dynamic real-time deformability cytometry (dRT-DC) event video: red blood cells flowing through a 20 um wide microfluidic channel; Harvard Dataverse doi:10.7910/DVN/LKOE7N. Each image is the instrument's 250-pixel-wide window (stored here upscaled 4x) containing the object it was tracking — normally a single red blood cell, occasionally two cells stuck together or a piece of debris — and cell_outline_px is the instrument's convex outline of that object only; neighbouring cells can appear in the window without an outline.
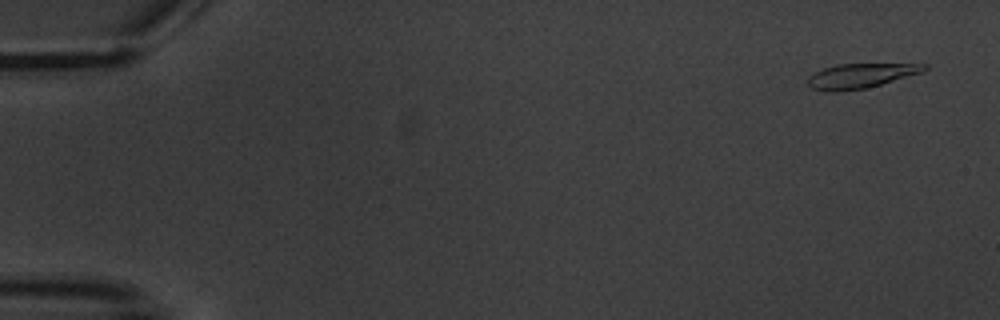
{"species": "common noctule bat (a hibernating species)", "species_latin": "Nyctalus noctula", "temperature_condition": "warm", "stored_images_in_passage": 15, "camera_frame_rate_fps": 3000, "um_per_image_px": 0.085, "animal": {"sex": "male", "body_mass_g": 20.1, "forearm_length_mm": 53.5}, "frame": {"image": 1, "passage_image": 1, "time_ms": 0.0, "image_size_px": [1000, 320], "cell_outline_px": [[928, 68], [920, 72], [880, 84], [864, 88], [840, 92], [824, 92], [812, 88], [808, 84], [808, 76], [824, 68], [836, 64], [928, 64]], "centroid_in_image_um": [73.08, 6.45], "position_along_channel_um": 11.9, "area_um2": 16.47}}
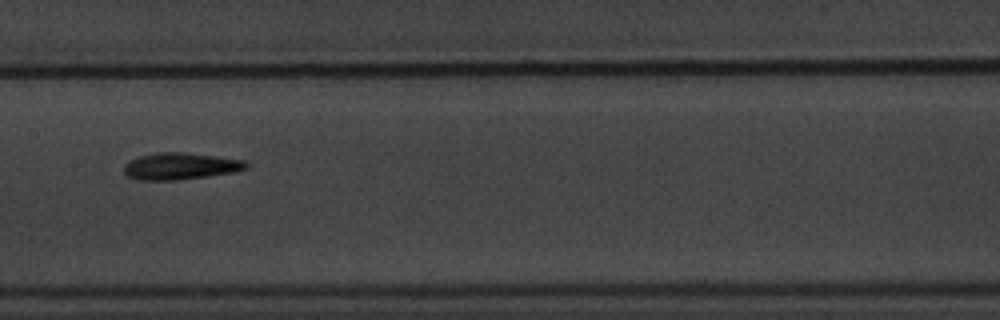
{"frame": {"image": 2, "passage_image": 8, "time_ms": 9.333, "image_size_px": [1000, 320], "cell_outline_px": [[248, 168], [232, 172], [208, 176], [176, 180], [140, 180], [128, 176], [124, 172], [124, 164], [140, 156], [156, 152], [184, 152], [244, 160], [248, 164]], "centroid_in_image_um": [15.32, 14.12], "position_along_channel_um": 192.1, "area_um2": 18.9}}
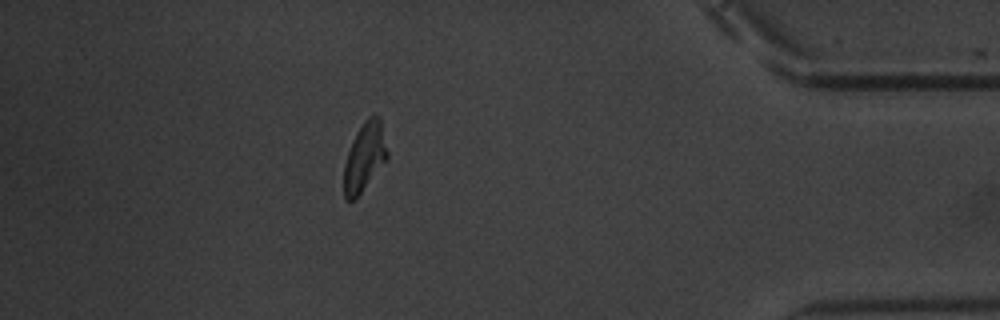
{"frame": {"image": 3, "passage_image": 14, "time_ms": 16.667, "image_size_px": [1000, 320], "cell_outline_px": [[388, 160], [360, 192], [352, 200], [344, 200], [344, 164], [352, 140], [356, 132], [364, 120], [368, 116], [376, 116], [380, 120], [388, 152]], "centroid_in_image_um": [30.98, 13.34], "position_along_channel_um": 404.2, "area_um2": 17.11}, "authors_computed_cell_mechanics": {"area_um2": 17.3978, "velocity_mm_per_s": 3.4374, "shape_relaxation_time_tau1_ms": 3.4316, "shape_relaxation_time_tau2_ms": 2.1689, "deformation_change_tau1": 0.1654, "deformation_change_tau2": 0.109}}